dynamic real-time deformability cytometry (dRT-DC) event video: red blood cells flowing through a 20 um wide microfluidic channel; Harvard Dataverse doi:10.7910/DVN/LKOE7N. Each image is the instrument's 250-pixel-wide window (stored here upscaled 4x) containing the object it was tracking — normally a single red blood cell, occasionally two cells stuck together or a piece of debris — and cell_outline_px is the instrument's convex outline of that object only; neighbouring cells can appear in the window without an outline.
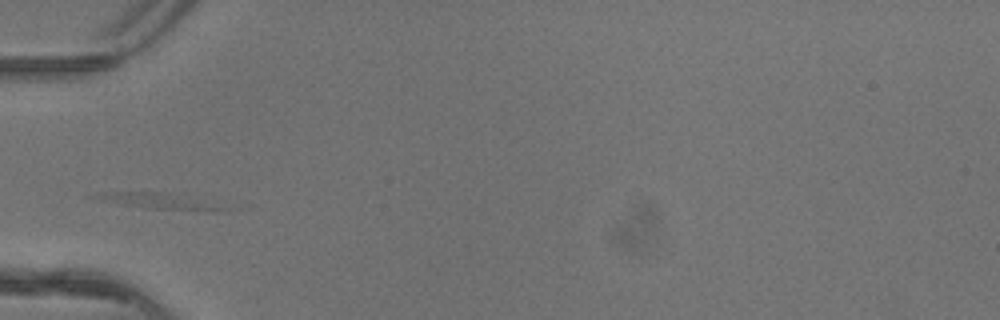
{"species": "common noctule bat (a hibernating species)", "species_latin": "Nyctalus noctula", "temperature_condition": "warm", "stored_images_in_passage": 5, "segment_of_instrument_passage": [2, 2], "camera_frame_rate_fps": 3000, "um_per_image_px": 0.085, "animal": {"sex": "female"}, "frame": {"image": 1, "passage_image": 4, "time_ms": 1.0, "image_size_px": [1000, 320], "cell_outline_px": [[232, 208], [228, 212], [208, 212], [148, 208], [124, 204], [108, 200], [96, 196], [100, 192], [160, 192]], "centroid_in_image_um": [13.75, 17.14], "position_along_channel_um": 71.2, "area_um2": 11.1}}
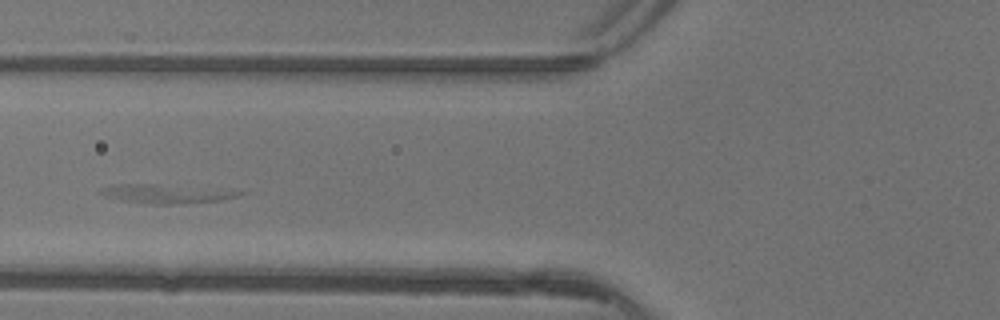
{"frame": {"image": 2, "passage_image": 5, "time_ms": 1.333, "image_size_px": [1000, 320], "cell_outline_px": [[248, 192], [240, 196], [220, 200], [176, 204], [148, 204], [120, 200], [104, 196], [100, 192], [104, 188], [116, 184], [152, 184]], "centroid_in_image_um": [14.1, 16.48], "position_along_channel_um": 111.7, "area_um2": 14.8}}